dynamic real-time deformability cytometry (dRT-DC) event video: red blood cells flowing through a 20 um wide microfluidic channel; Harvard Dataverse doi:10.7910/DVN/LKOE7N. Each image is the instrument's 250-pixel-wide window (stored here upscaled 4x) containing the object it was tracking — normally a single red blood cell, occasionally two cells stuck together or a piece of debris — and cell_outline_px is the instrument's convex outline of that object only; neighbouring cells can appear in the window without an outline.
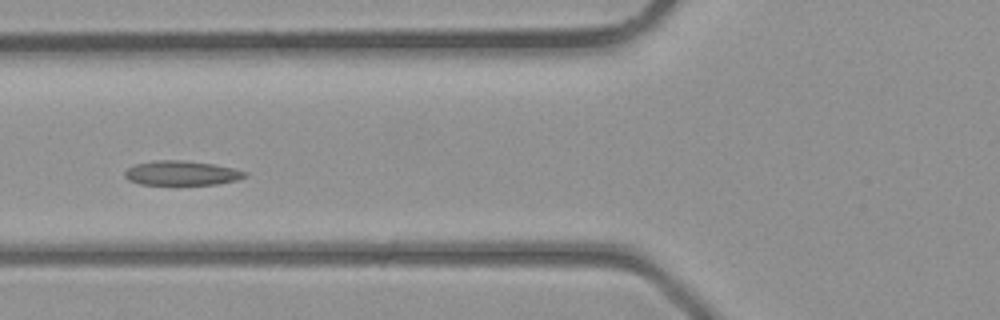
{"species": "common noctule bat (a hibernating species)", "species_latin": "Nyctalus noctula", "temperature_condition": "room temperature", "stored_images_in_passage": 39, "camera_frame_rate_fps": 3000, "um_per_image_px": 0.085, "animal": {"sex": "male", "body_mass_g": 23.1, "forearm_length_mm": 52.7}, "frame": {"image": 1, "passage_image": 13, "time_ms": 4.0, "image_size_px": [1000, 320], "cell_outline_px": [[248, 176], [236, 180], [216, 184], [140, 184], [128, 180], [124, 176], [124, 172], [128, 168], [136, 164], [152, 160], [180, 160], [212, 164], [232, 168], [248, 172]], "centroid_in_image_um": [15.42, 14.71], "position_along_channel_um": 110.4, "area_um2": 16.99}}
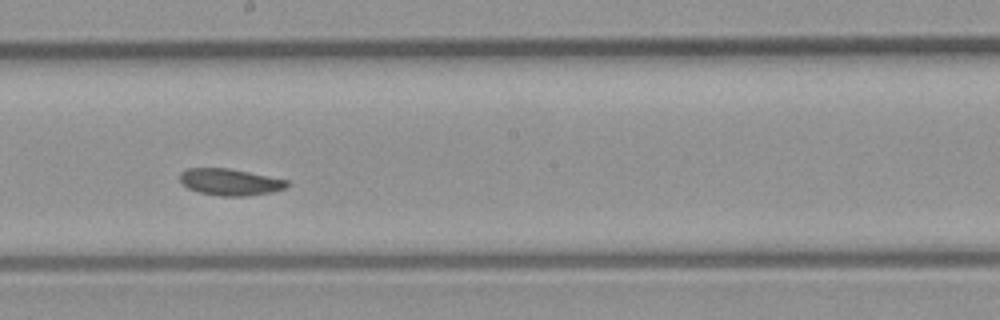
{"frame": {"image": 2, "passage_image": 20, "time_ms": 6.333, "image_size_px": [1000, 320], "cell_outline_px": [[288, 184], [284, 188], [268, 192], [248, 196], [220, 196], [200, 192], [188, 188], [180, 180], [180, 172], [188, 168], [228, 168], [288, 180]], "centroid_in_image_um": [19.52, 15.46], "position_along_channel_um": 228.7, "area_um2": 16.36}}
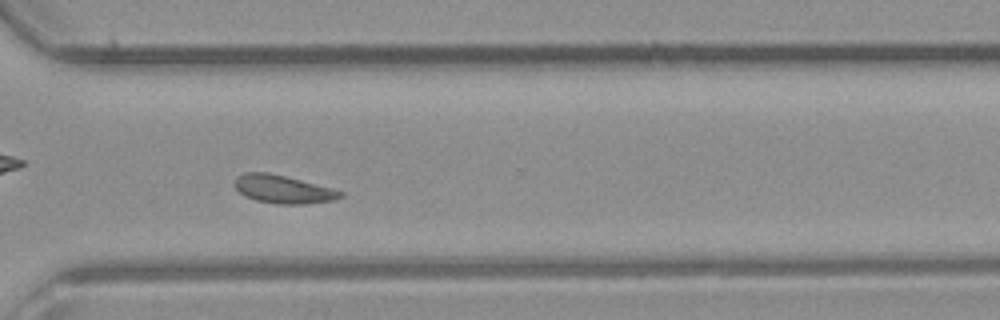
{"frame": {"image": 3, "passage_image": 27, "time_ms": 8.667, "image_size_px": [1000, 320], "cell_outline_px": [[344, 196], [336, 200], [300, 204], [276, 204], [256, 200], [244, 196], [232, 184], [236, 176], [244, 172], [268, 172], [332, 188], [344, 192]], "centroid_in_image_um": [24.03, 16.08], "position_along_channel_um": 346.6, "area_um2": 17.4}}